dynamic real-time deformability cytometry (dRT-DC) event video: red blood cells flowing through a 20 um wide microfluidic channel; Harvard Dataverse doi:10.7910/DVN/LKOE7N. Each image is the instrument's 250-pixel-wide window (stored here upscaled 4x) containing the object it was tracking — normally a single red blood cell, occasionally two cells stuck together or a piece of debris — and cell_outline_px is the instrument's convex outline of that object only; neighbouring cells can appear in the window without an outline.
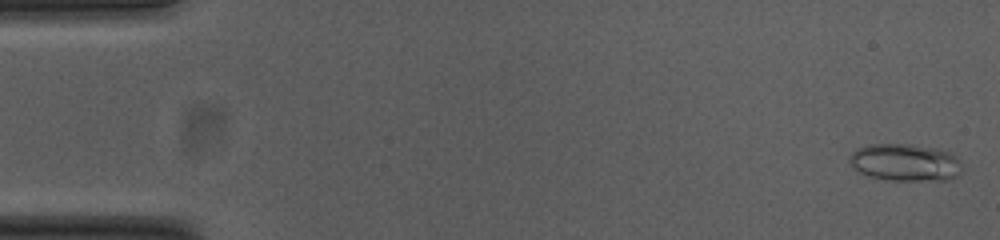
{"species": "common noctule bat (a hibernating species)", "species_latin": "Nyctalus noctula", "temperature_condition": "cold", "stored_images_in_passage": 53, "camera_frame_rate_fps": 3000, "um_per_image_px": 0.085, "animal": {"sex": "female", "body_mass_g": 23.0, "forearm_length_mm": 53.4}, "frame": {"image": 1, "passage_image": 1, "time_ms": 0.0, "image_size_px": [1000, 240], "cell_outline_px": [[964, 172], [960, 176], [948, 180], [892, 180], [868, 176], [860, 172], [848, 164], [848, 156], [856, 148], [868, 144], [908, 144], [936, 148], [948, 152], [956, 156], [960, 160], [964, 168]], "centroid_in_image_um": [76.97, 13.81], "position_along_channel_um": 8.0, "area_um2": 24.97}}
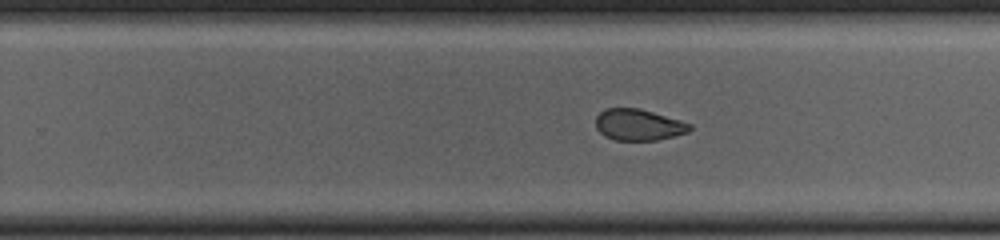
{"frame": {"image": 2, "passage_image": 33, "time_ms": 10.667, "image_size_px": [1000, 240], "cell_outline_px": [[692, 128], [688, 132], [656, 140], [616, 140], [604, 136], [596, 128], [596, 116], [604, 108], [640, 108], [680, 120], [692, 124]], "centroid_in_image_um": [54.26, 10.6], "position_along_channel_um": 275.5, "area_um2": 17.17}}
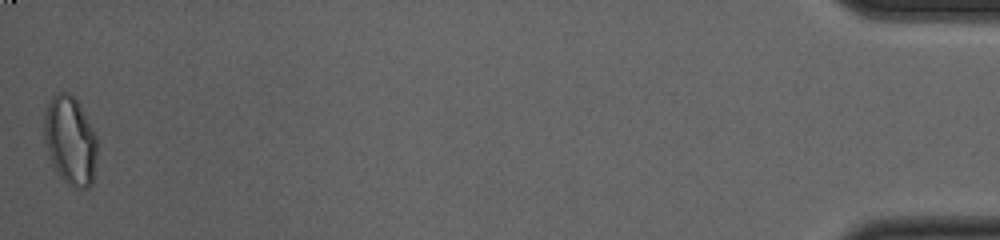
{"frame": {"image": 3, "passage_image": 53, "time_ms": 17.333, "image_size_px": [1000, 240], "cell_outline_px": [[96, 156], [92, 184], [88, 188], [76, 188], [68, 184], [60, 176], [52, 164], [48, 156], [44, 140], [44, 116], [48, 104], [52, 96], [56, 92], [68, 92], [80, 104], [96, 136]], "centroid_in_image_um": [5.95, 11.94], "position_along_channel_um": 429.2, "area_um2": 27.34}, "authors_computed_cell_mechanics": {"area_um2": 19.8254, "velocity_mm_per_s": 3.7804, "shape_relaxation_time_tau1_ms": null, "shape_relaxation_time_tau2_ms": 1.6885, "deformation_change_tau1": null, "deformation_change_tau2": 0.0662}}